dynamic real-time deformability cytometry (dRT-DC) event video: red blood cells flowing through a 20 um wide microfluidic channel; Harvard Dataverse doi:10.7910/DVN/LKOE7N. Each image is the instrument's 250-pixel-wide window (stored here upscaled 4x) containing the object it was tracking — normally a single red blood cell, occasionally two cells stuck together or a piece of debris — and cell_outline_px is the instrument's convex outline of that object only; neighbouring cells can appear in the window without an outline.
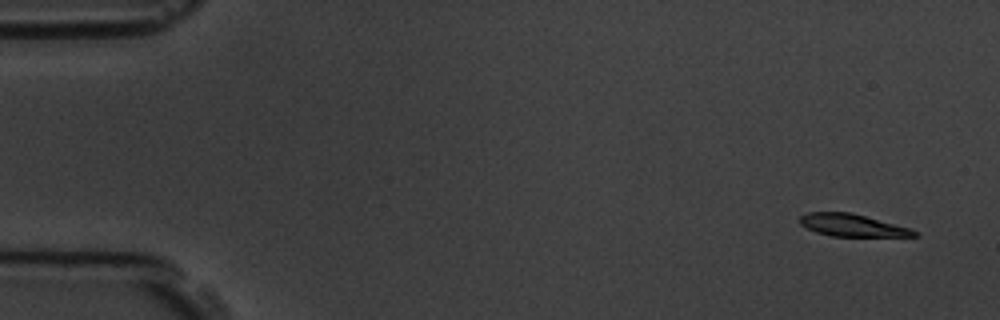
{"species": "common noctule bat (a hibernating species)", "species_latin": "Nyctalus noctula", "temperature_condition": "room temperature", "stored_images_in_passage": 10, "camera_frame_rate_fps": 3000, "um_per_image_px": 0.085, "animal": {"sex": "male", "body_mass_g": 19.5, "forearm_length_mm": 54.6}, "frame": {"image": 1, "passage_image": 1, "time_ms": 0.0, "image_size_px": [1000, 320], "cell_outline_px": [[920, 236], [832, 236], [816, 232], [800, 224], [796, 220], [800, 216], [808, 212], [852, 212], [908, 228], [920, 232]], "centroid_in_image_um": [72.4, 19.14], "position_along_channel_um": 12.6, "area_um2": 14.85}}
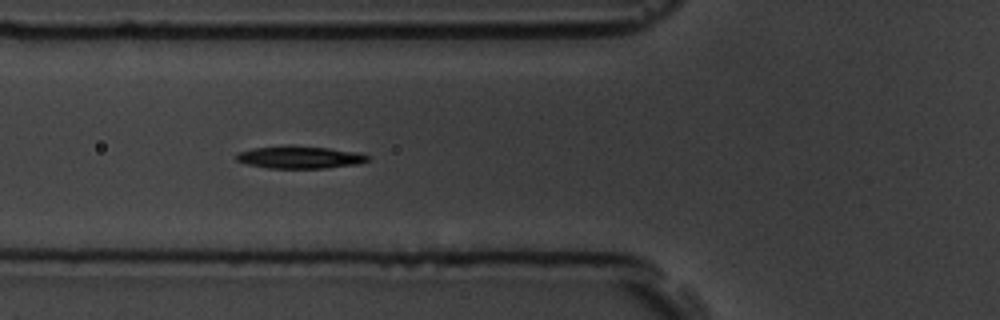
{"frame": {"image": 2, "passage_image": 6, "time_ms": 5.667, "image_size_px": [1000, 320], "cell_outline_px": [[372, 156], [368, 160], [356, 164], [324, 168], [268, 168], [248, 164], [236, 160], [236, 152], [252, 148], [292, 144], [328, 148], [360, 152]], "centroid_in_image_um": [25.47, 13.34], "position_along_channel_um": 100.3, "area_um2": 17.46}}
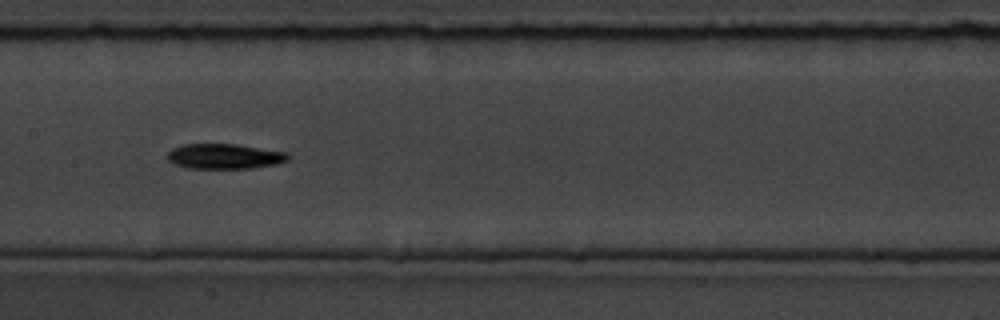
{"frame": {"image": 3, "passage_image": 8, "time_ms": 8.0, "image_size_px": [1000, 320], "cell_outline_px": [[288, 160], [276, 164], [252, 168], [188, 168], [172, 164], [164, 156], [172, 148], [184, 144], [236, 144], [288, 152]], "centroid_in_image_um": [19.03, 13.28], "position_along_channel_um": 188.4, "area_um2": 17.8}}